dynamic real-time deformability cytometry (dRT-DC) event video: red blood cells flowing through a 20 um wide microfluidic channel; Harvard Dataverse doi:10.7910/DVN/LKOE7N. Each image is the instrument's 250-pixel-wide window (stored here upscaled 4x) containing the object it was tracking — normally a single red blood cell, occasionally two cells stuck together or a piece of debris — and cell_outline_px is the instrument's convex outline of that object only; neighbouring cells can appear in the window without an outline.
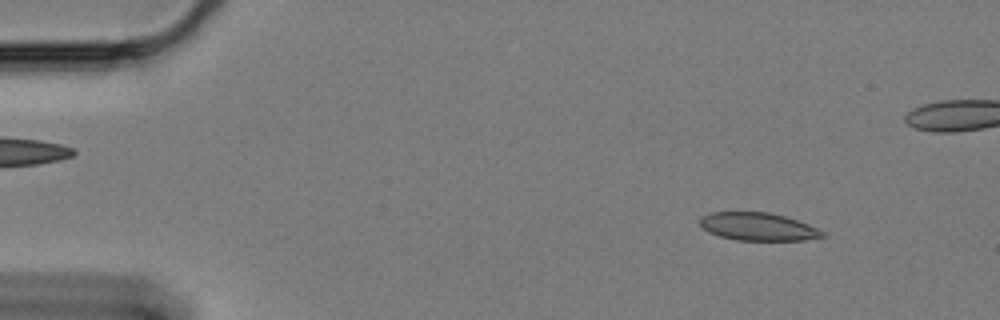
{"species": "Egyptian fruit bat (a non-hibernating species)", "species_latin": "Rousettus aegyptiacus", "temperature_condition": "cold", "stored_images_in_passage": 20, "camera_frame_rate_fps": 3000, "um_per_image_px": 0.085, "animal": {"sex": "female"}, "frame": {"image": 1, "passage_image": 5, "time_ms": 1.333, "image_size_px": [1000, 320], "cell_outline_px": [[824, 236], [804, 240], [736, 240], [720, 236], [708, 232], [700, 224], [700, 220], [704, 216], [712, 212], [768, 212], [784, 216], [808, 224], [824, 232]], "centroid_in_image_um": [64.42, 19.27], "position_along_channel_um": 20.6, "area_um2": 19.59}}
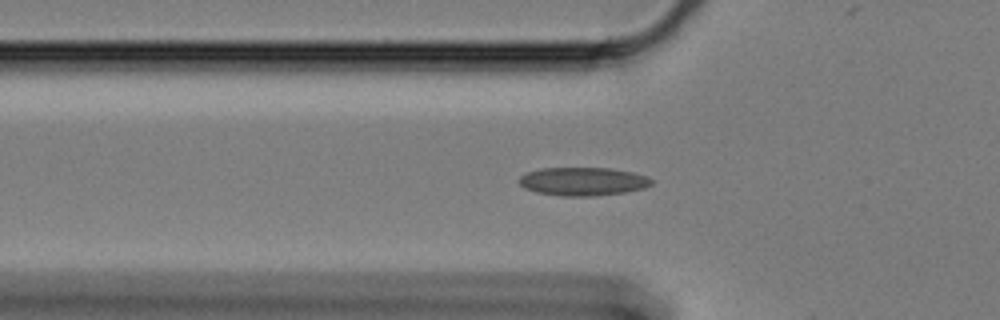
{"frame": {"image": 2, "passage_image": 18, "time_ms": 5.667, "image_size_px": [1000, 320], "cell_outline_px": [[652, 184], [644, 188], [624, 192], [592, 196], [560, 196], [536, 192], [524, 188], [516, 180], [520, 176], [528, 172], [540, 168], [612, 168], [632, 172], [648, 176], [652, 180]], "centroid_in_image_um": [49.53, 15.42], "position_along_channel_um": 76.3, "area_um2": 21.96}}